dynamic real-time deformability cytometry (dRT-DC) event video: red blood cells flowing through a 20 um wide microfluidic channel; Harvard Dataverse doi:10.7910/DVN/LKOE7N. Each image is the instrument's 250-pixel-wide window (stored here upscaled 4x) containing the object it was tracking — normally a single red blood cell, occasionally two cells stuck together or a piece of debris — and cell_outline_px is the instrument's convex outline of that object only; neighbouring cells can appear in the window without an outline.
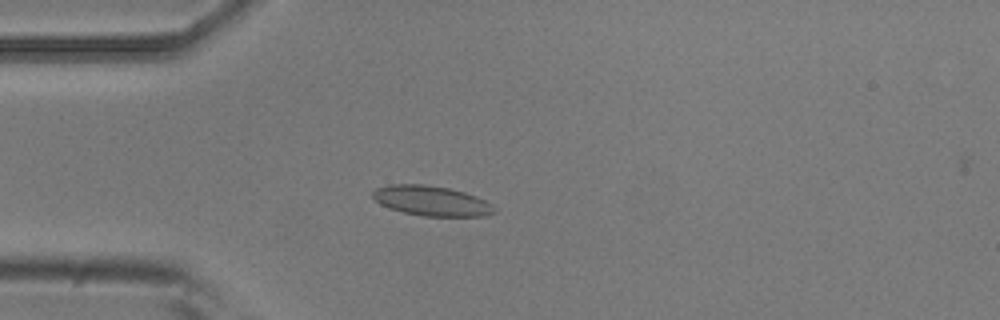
{"species": "common noctule bat (a hibernating species)", "species_latin": "Nyctalus noctula", "temperature_condition": "room temperature", "stored_images_in_passage": 4, "camera_frame_rate_fps": 3000, "um_per_image_px": 0.085, "animal": {"sex": "male", "body_mass_g": 20.5, "forearm_length_mm": 52.5}, "frame": {"image": 1, "passage_image": 3, "time_ms": 0.667, "image_size_px": [1000, 320], "cell_outline_px": [[496, 212], [484, 216], [424, 216], [404, 212], [388, 208], [380, 204], [372, 196], [372, 192], [376, 188], [388, 184], [424, 184], [448, 188], [464, 192], [476, 196], [492, 204], [496, 208]], "centroid_in_image_um": [36.67, 17.07], "position_along_channel_um": 48.3, "area_um2": 21.27}}